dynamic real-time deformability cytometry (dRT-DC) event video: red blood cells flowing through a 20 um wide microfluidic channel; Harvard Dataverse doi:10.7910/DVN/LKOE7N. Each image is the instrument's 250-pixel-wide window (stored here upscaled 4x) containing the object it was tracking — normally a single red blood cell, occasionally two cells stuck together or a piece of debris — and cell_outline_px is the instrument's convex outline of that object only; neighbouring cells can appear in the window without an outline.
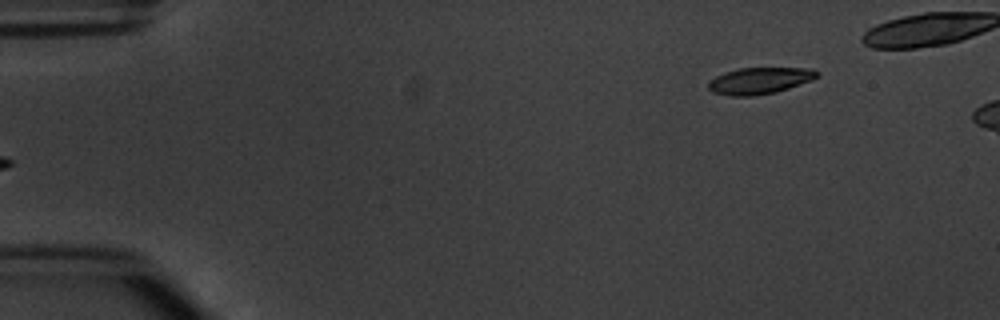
{"species": "common noctule bat (a hibernating species)", "species_latin": "Nyctalus noctula", "temperature_condition": "warm", "stored_images_in_passage": 3, "camera_frame_rate_fps": 3000, "um_per_image_px": 0.085, "animal": {"sex": "male", "body_mass_g": 20.1, "forearm_length_mm": 53.5}, "frame": {"image": 1, "passage_image": 1, "time_ms": 0.0, "image_size_px": [1000, 320], "cell_outline_px": [[820, 76], [812, 80], [776, 92], [752, 96], [728, 96], [712, 92], [708, 88], [708, 80], [724, 72], [740, 68], [812, 68], [820, 72]], "centroid_in_image_um": [64.56, 6.86], "position_along_channel_um": 20.4, "area_um2": 16.99}}